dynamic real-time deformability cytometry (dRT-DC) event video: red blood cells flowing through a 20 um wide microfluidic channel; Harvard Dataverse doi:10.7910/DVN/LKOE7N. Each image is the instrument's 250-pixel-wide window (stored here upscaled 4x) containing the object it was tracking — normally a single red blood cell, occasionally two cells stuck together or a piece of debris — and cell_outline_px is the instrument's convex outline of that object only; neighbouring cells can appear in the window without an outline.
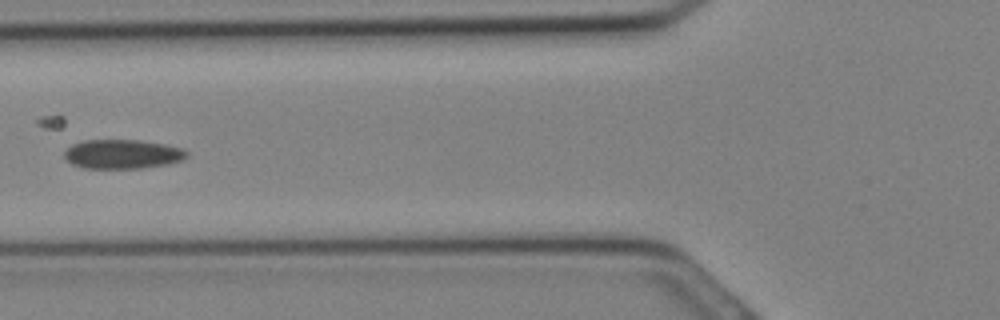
{"species": "Egyptian fruit bat (a non-hibernating species)", "species_latin": "Rousettus aegyptiacus", "temperature_condition": "cold", "stored_images_in_passage": 13, "camera_frame_rate_fps": 3000, "um_per_image_px": 0.085, "animal": {"sex": "female"}, "frame": {"image": 1, "passage_image": 10, "time_ms": 3.0, "image_size_px": [1000, 320], "cell_outline_px": [[188, 156], [180, 160], [168, 164], [140, 168], [84, 168], [72, 164], [64, 156], [64, 152], [72, 144], [84, 140], [140, 140], [164, 144], [184, 148], [188, 152]], "centroid_in_image_um": [10.42, 13.09], "position_along_channel_um": 115.4, "area_um2": 20.81}}
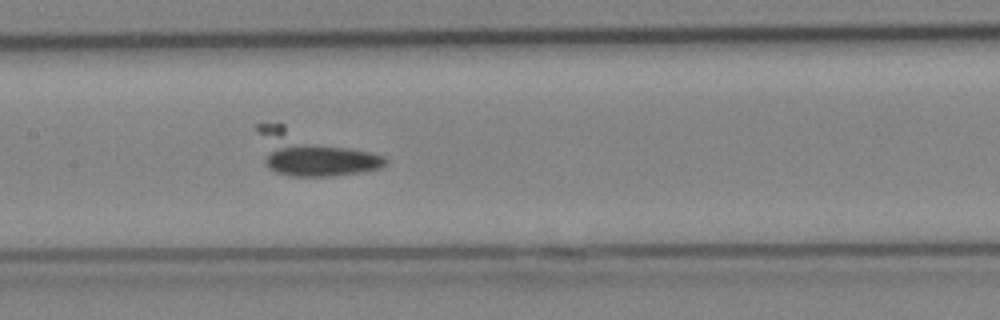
{"frame": {"image": 2, "passage_image": 13, "time_ms": 4.0, "image_size_px": [1000, 320], "cell_outline_px": [[388, 164], [380, 168], [356, 172], [328, 176], [292, 176], [276, 172], [268, 168], [264, 160], [256, 128], [256, 124], [284, 124], [372, 152], [384, 156], [388, 160]], "centroid_in_image_um": [26.51, 13.02], "position_along_channel_um": 180.9, "area_um2": 32.31}}